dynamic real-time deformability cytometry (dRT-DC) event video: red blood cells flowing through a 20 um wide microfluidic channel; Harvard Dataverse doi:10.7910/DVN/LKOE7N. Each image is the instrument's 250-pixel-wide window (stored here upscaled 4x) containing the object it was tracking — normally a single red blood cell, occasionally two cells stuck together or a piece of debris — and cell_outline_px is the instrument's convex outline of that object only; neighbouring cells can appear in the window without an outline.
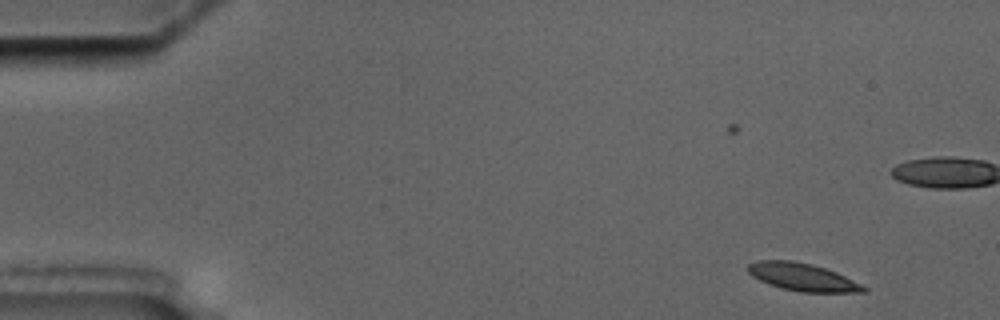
{"species": "common noctule bat (a hibernating species)", "species_latin": "Nyctalus noctula", "temperature_condition": "cold", "stored_images_in_passage": 7, "segment_of_instrument_passage": [1, 2], "camera_frame_rate_fps": 3000, "um_per_image_px": 0.085, "animal": {"sex": "male", "body_mass_g": 17.5, "forearm_length_mm": 52.3}, "frame": {"image": 1, "passage_image": 2, "time_ms": 1.0, "image_size_px": [1000, 320], "cell_outline_px": [[868, 292], [800, 292], [780, 288], [768, 284], [752, 276], [748, 272], [748, 264], [756, 260], [792, 260], [812, 264], [836, 272], [868, 288]], "centroid_in_image_um": [68.18, 23.55], "position_along_channel_um": 16.8, "area_um2": 18.61}}
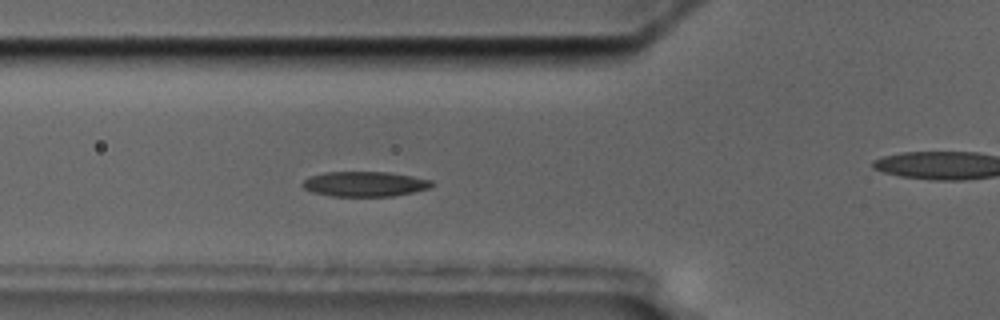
{"frame": {"image": 2, "passage_image": 6, "time_ms": 6.333, "image_size_px": [1000, 320], "cell_outline_px": [[436, 184], [428, 188], [412, 192], [392, 196], [332, 196], [312, 192], [304, 188], [300, 184], [308, 176], [324, 172], [388, 172], [412, 176], [432, 180]], "centroid_in_image_um": [30.98, 15.63], "position_along_channel_um": 94.8, "area_um2": 18.9}}